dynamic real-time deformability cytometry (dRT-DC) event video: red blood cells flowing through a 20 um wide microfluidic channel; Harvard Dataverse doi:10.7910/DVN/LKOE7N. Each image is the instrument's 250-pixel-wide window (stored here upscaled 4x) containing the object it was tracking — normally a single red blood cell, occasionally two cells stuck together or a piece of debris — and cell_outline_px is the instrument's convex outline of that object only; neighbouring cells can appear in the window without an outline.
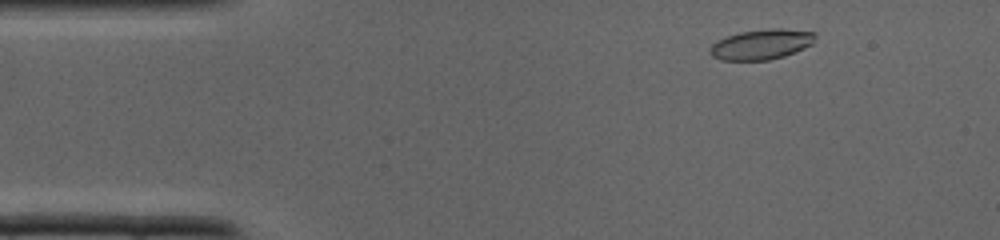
{"species": "common noctule bat (a hibernating species)", "species_latin": "Nyctalus noctula", "temperature_condition": "cold", "stored_images_in_passage": 35, "camera_frame_rate_fps": 3000, "um_per_image_px": 0.085, "animal": {"sex": "male", "body_mass_g": 19.0, "forearm_length_mm": 50.8}, "frame": {"image": 1, "passage_image": 3, "time_ms": 0.667, "image_size_px": [1000, 240], "cell_outline_px": [[816, 36], [812, 44], [804, 48], [784, 56], [768, 60], [720, 60], [712, 56], [708, 52], [712, 44], [716, 40], [740, 32], [768, 28], [784, 28], [816, 32]], "centroid_in_image_um": [64.72, 3.76], "position_along_channel_um": 20.3, "area_um2": 18.67}}
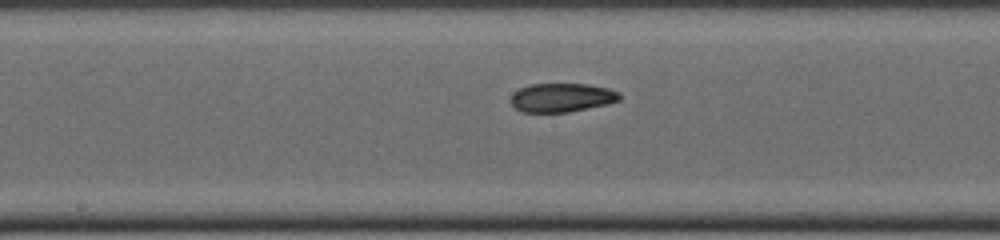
{"frame": {"image": 2, "passage_image": 17, "time_ms": 5.333, "image_size_px": [1000, 240], "cell_outline_px": [[620, 100], [608, 104], [568, 112], [520, 112], [508, 100], [512, 92], [520, 88], [532, 84], [588, 84], [608, 88], [620, 92]], "centroid_in_image_um": [47.72, 8.29], "position_along_channel_um": 200.5, "area_um2": 18.44}}
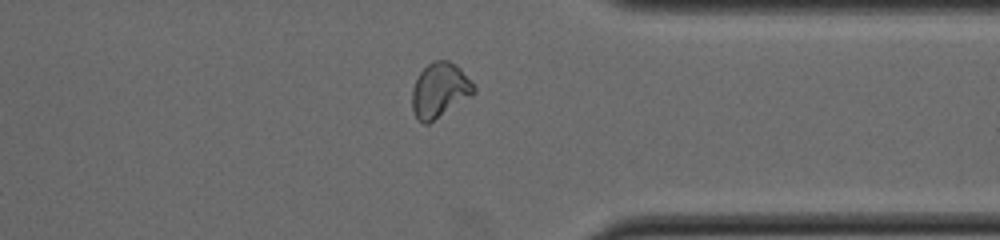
{"frame": {"image": 3, "passage_image": 27, "time_ms": 8.667, "image_size_px": [1000, 240], "cell_outline_px": [[476, 92], [472, 96], [428, 124], [424, 124], [416, 116], [412, 108], [412, 88], [420, 72], [428, 64], [436, 60], [448, 60], [456, 64], [460, 68], [476, 88]], "centroid_in_image_um": [37.39, 7.67], "position_along_channel_um": 374.0, "area_um2": 19.59}}